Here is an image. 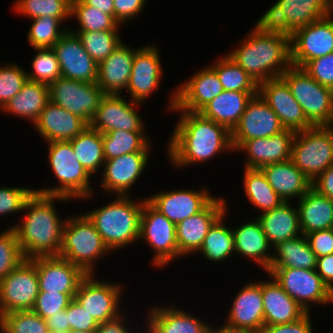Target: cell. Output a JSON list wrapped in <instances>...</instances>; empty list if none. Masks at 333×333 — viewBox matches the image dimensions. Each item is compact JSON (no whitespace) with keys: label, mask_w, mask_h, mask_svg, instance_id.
<instances>
[{"label":"cell","mask_w":333,"mask_h":333,"mask_svg":"<svg viewBox=\"0 0 333 333\" xmlns=\"http://www.w3.org/2000/svg\"><path fill=\"white\" fill-rule=\"evenodd\" d=\"M124 41L101 63L98 64V86L105 94L121 95L129 83L135 52ZM124 90V91H123Z\"/></svg>","instance_id":"29"},{"label":"cell","mask_w":333,"mask_h":333,"mask_svg":"<svg viewBox=\"0 0 333 333\" xmlns=\"http://www.w3.org/2000/svg\"><path fill=\"white\" fill-rule=\"evenodd\" d=\"M48 143L49 168H51L57 185L35 189V192L49 196H63L69 199L85 200L93 198L90 186L91 175L79 163L70 141H53Z\"/></svg>","instance_id":"5"},{"label":"cell","mask_w":333,"mask_h":333,"mask_svg":"<svg viewBox=\"0 0 333 333\" xmlns=\"http://www.w3.org/2000/svg\"><path fill=\"white\" fill-rule=\"evenodd\" d=\"M35 189L27 187H0V216L22 213L26 201Z\"/></svg>","instance_id":"52"},{"label":"cell","mask_w":333,"mask_h":333,"mask_svg":"<svg viewBox=\"0 0 333 333\" xmlns=\"http://www.w3.org/2000/svg\"><path fill=\"white\" fill-rule=\"evenodd\" d=\"M204 187V189H203ZM200 190L174 189L146 197L147 201L175 225L202 211L216 196L203 185Z\"/></svg>","instance_id":"22"},{"label":"cell","mask_w":333,"mask_h":333,"mask_svg":"<svg viewBox=\"0 0 333 333\" xmlns=\"http://www.w3.org/2000/svg\"><path fill=\"white\" fill-rule=\"evenodd\" d=\"M28 80L26 69L15 62L0 64V109H2Z\"/></svg>","instance_id":"50"},{"label":"cell","mask_w":333,"mask_h":333,"mask_svg":"<svg viewBox=\"0 0 333 333\" xmlns=\"http://www.w3.org/2000/svg\"><path fill=\"white\" fill-rule=\"evenodd\" d=\"M147 0H114V19L121 25L130 23L145 8Z\"/></svg>","instance_id":"56"},{"label":"cell","mask_w":333,"mask_h":333,"mask_svg":"<svg viewBox=\"0 0 333 333\" xmlns=\"http://www.w3.org/2000/svg\"><path fill=\"white\" fill-rule=\"evenodd\" d=\"M37 52L31 61L32 71H26L30 81L50 85L61 77L56 53L52 48H34Z\"/></svg>","instance_id":"48"},{"label":"cell","mask_w":333,"mask_h":333,"mask_svg":"<svg viewBox=\"0 0 333 333\" xmlns=\"http://www.w3.org/2000/svg\"><path fill=\"white\" fill-rule=\"evenodd\" d=\"M71 300L72 298L68 294L39 291L32 310L43 319H46L65 310Z\"/></svg>","instance_id":"53"},{"label":"cell","mask_w":333,"mask_h":333,"mask_svg":"<svg viewBox=\"0 0 333 333\" xmlns=\"http://www.w3.org/2000/svg\"><path fill=\"white\" fill-rule=\"evenodd\" d=\"M13 10L35 19L42 16L71 18V0H16Z\"/></svg>","instance_id":"47"},{"label":"cell","mask_w":333,"mask_h":333,"mask_svg":"<svg viewBox=\"0 0 333 333\" xmlns=\"http://www.w3.org/2000/svg\"><path fill=\"white\" fill-rule=\"evenodd\" d=\"M226 201L217 196L202 211L176 225L178 259L198 253L210 227L227 209Z\"/></svg>","instance_id":"25"},{"label":"cell","mask_w":333,"mask_h":333,"mask_svg":"<svg viewBox=\"0 0 333 333\" xmlns=\"http://www.w3.org/2000/svg\"><path fill=\"white\" fill-rule=\"evenodd\" d=\"M56 200L65 203L71 199L34 192L24 205L23 219L12 226L25 259L59 256L67 218L60 219Z\"/></svg>","instance_id":"3"},{"label":"cell","mask_w":333,"mask_h":333,"mask_svg":"<svg viewBox=\"0 0 333 333\" xmlns=\"http://www.w3.org/2000/svg\"><path fill=\"white\" fill-rule=\"evenodd\" d=\"M316 272L333 292V253L317 258Z\"/></svg>","instance_id":"61"},{"label":"cell","mask_w":333,"mask_h":333,"mask_svg":"<svg viewBox=\"0 0 333 333\" xmlns=\"http://www.w3.org/2000/svg\"><path fill=\"white\" fill-rule=\"evenodd\" d=\"M206 333H240V332H236V331L227 329V328L223 327L222 325H218L217 327H215L214 325H211L207 329Z\"/></svg>","instance_id":"64"},{"label":"cell","mask_w":333,"mask_h":333,"mask_svg":"<svg viewBox=\"0 0 333 333\" xmlns=\"http://www.w3.org/2000/svg\"><path fill=\"white\" fill-rule=\"evenodd\" d=\"M258 91H226L211 100L199 113L206 119L225 126L230 132L244 113L248 102Z\"/></svg>","instance_id":"35"},{"label":"cell","mask_w":333,"mask_h":333,"mask_svg":"<svg viewBox=\"0 0 333 333\" xmlns=\"http://www.w3.org/2000/svg\"><path fill=\"white\" fill-rule=\"evenodd\" d=\"M49 333H67V332H63V331H60V332H52V331H49Z\"/></svg>","instance_id":"67"},{"label":"cell","mask_w":333,"mask_h":333,"mask_svg":"<svg viewBox=\"0 0 333 333\" xmlns=\"http://www.w3.org/2000/svg\"><path fill=\"white\" fill-rule=\"evenodd\" d=\"M314 188L320 194L333 200V165L323 171L313 182Z\"/></svg>","instance_id":"60"},{"label":"cell","mask_w":333,"mask_h":333,"mask_svg":"<svg viewBox=\"0 0 333 333\" xmlns=\"http://www.w3.org/2000/svg\"><path fill=\"white\" fill-rule=\"evenodd\" d=\"M25 260L12 226L0 233V280Z\"/></svg>","instance_id":"51"},{"label":"cell","mask_w":333,"mask_h":333,"mask_svg":"<svg viewBox=\"0 0 333 333\" xmlns=\"http://www.w3.org/2000/svg\"><path fill=\"white\" fill-rule=\"evenodd\" d=\"M297 203L303 235L333 228V200L311 187Z\"/></svg>","instance_id":"36"},{"label":"cell","mask_w":333,"mask_h":333,"mask_svg":"<svg viewBox=\"0 0 333 333\" xmlns=\"http://www.w3.org/2000/svg\"><path fill=\"white\" fill-rule=\"evenodd\" d=\"M266 273L306 312H311L313 303L321 306L333 303V292L322 281L316 269L269 268Z\"/></svg>","instance_id":"11"},{"label":"cell","mask_w":333,"mask_h":333,"mask_svg":"<svg viewBox=\"0 0 333 333\" xmlns=\"http://www.w3.org/2000/svg\"><path fill=\"white\" fill-rule=\"evenodd\" d=\"M175 112H180V116L166 151L175 169L205 163L223 152H234L231 132L225 126L204 118L199 112Z\"/></svg>","instance_id":"1"},{"label":"cell","mask_w":333,"mask_h":333,"mask_svg":"<svg viewBox=\"0 0 333 333\" xmlns=\"http://www.w3.org/2000/svg\"><path fill=\"white\" fill-rule=\"evenodd\" d=\"M95 275L87 274L82 279L74 298L99 324L125 312L121 311V306H119L125 288L120 282L97 280L98 277Z\"/></svg>","instance_id":"12"},{"label":"cell","mask_w":333,"mask_h":333,"mask_svg":"<svg viewBox=\"0 0 333 333\" xmlns=\"http://www.w3.org/2000/svg\"><path fill=\"white\" fill-rule=\"evenodd\" d=\"M70 18H55L42 16L32 19V24L27 32L29 45L34 48H52L60 37L69 29L63 27V21Z\"/></svg>","instance_id":"45"},{"label":"cell","mask_w":333,"mask_h":333,"mask_svg":"<svg viewBox=\"0 0 333 333\" xmlns=\"http://www.w3.org/2000/svg\"><path fill=\"white\" fill-rule=\"evenodd\" d=\"M0 321L7 333H49L45 319L33 310H17L3 314Z\"/></svg>","instance_id":"49"},{"label":"cell","mask_w":333,"mask_h":333,"mask_svg":"<svg viewBox=\"0 0 333 333\" xmlns=\"http://www.w3.org/2000/svg\"><path fill=\"white\" fill-rule=\"evenodd\" d=\"M256 217L272 248L285 240L302 235L299 224L298 209L290 202H283L270 211L261 213Z\"/></svg>","instance_id":"33"},{"label":"cell","mask_w":333,"mask_h":333,"mask_svg":"<svg viewBox=\"0 0 333 333\" xmlns=\"http://www.w3.org/2000/svg\"><path fill=\"white\" fill-rule=\"evenodd\" d=\"M150 154L134 152L105 160L99 186L103 193L108 196H130L132 186L136 185L149 164Z\"/></svg>","instance_id":"20"},{"label":"cell","mask_w":333,"mask_h":333,"mask_svg":"<svg viewBox=\"0 0 333 333\" xmlns=\"http://www.w3.org/2000/svg\"><path fill=\"white\" fill-rule=\"evenodd\" d=\"M61 70V77L83 82L97 81V63L85 51L77 34L69 29L52 47Z\"/></svg>","instance_id":"26"},{"label":"cell","mask_w":333,"mask_h":333,"mask_svg":"<svg viewBox=\"0 0 333 333\" xmlns=\"http://www.w3.org/2000/svg\"><path fill=\"white\" fill-rule=\"evenodd\" d=\"M258 94L275 112L285 129L299 132L313 127L282 77L258 84Z\"/></svg>","instance_id":"23"},{"label":"cell","mask_w":333,"mask_h":333,"mask_svg":"<svg viewBox=\"0 0 333 333\" xmlns=\"http://www.w3.org/2000/svg\"><path fill=\"white\" fill-rule=\"evenodd\" d=\"M45 142L70 141L89 125L79 116L51 101L33 125Z\"/></svg>","instance_id":"30"},{"label":"cell","mask_w":333,"mask_h":333,"mask_svg":"<svg viewBox=\"0 0 333 333\" xmlns=\"http://www.w3.org/2000/svg\"><path fill=\"white\" fill-rule=\"evenodd\" d=\"M67 333H96V332H86V331H67Z\"/></svg>","instance_id":"66"},{"label":"cell","mask_w":333,"mask_h":333,"mask_svg":"<svg viewBox=\"0 0 333 333\" xmlns=\"http://www.w3.org/2000/svg\"><path fill=\"white\" fill-rule=\"evenodd\" d=\"M165 306L148 308L146 333H206L212 325L185 309L173 305Z\"/></svg>","instance_id":"28"},{"label":"cell","mask_w":333,"mask_h":333,"mask_svg":"<svg viewBox=\"0 0 333 333\" xmlns=\"http://www.w3.org/2000/svg\"><path fill=\"white\" fill-rule=\"evenodd\" d=\"M261 171L284 202H290L294 198L299 200L312 187L311 181L293 164L291 159L265 165Z\"/></svg>","instance_id":"34"},{"label":"cell","mask_w":333,"mask_h":333,"mask_svg":"<svg viewBox=\"0 0 333 333\" xmlns=\"http://www.w3.org/2000/svg\"><path fill=\"white\" fill-rule=\"evenodd\" d=\"M291 161L312 183L333 165V128L313 126L296 132Z\"/></svg>","instance_id":"8"},{"label":"cell","mask_w":333,"mask_h":333,"mask_svg":"<svg viewBox=\"0 0 333 333\" xmlns=\"http://www.w3.org/2000/svg\"><path fill=\"white\" fill-rule=\"evenodd\" d=\"M149 137V138H148ZM104 159L134 152H151V138L146 132L113 130L102 134Z\"/></svg>","instance_id":"42"},{"label":"cell","mask_w":333,"mask_h":333,"mask_svg":"<svg viewBox=\"0 0 333 333\" xmlns=\"http://www.w3.org/2000/svg\"><path fill=\"white\" fill-rule=\"evenodd\" d=\"M243 190L250 204L262 213L280 206L284 201L274 191L261 169L243 168Z\"/></svg>","instance_id":"40"},{"label":"cell","mask_w":333,"mask_h":333,"mask_svg":"<svg viewBox=\"0 0 333 333\" xmlns=\"http://www.w3.org/2000/svg\"><path fill=\"white\" fill-rule=\"evenodd\" d=\"M270 7L260 20L266 26L289 35L333 14V0H277Z\"/></svg>","instance_id":"9"},{"label":"cell","mask_w":333,"mask_h":333,"mask_svg":"<svg viewBox=\"0 0 333 333\" xmlns=\"http://www.w3.org/2000/svg\"><path fill=\"white\" fill-rule=\"evenodd\" d=\"M49 331L67 332L70 331V323L68 322V312L66 310L56 313L53 317L45 319Z\"/></svg>","instance_id":"62"},{"label":"cell","mask_w":333,"mask_h":333,"mask_svg":"<svg viewBox=\"0 0 333 333\" xmlns=\"http://www.w3.org/2000/svg\"><path fill=\"white\" fill-rule=\"evenodd\" d=\"M272 251L269 268L316 269L317 256L303 234L280 242Z\"/></svg>","instance_id":"38"},{"label":"cell","mask_w":333,"mask_h":333,"mask_svg":"<svg viewBox=\"0 0 333 333\" xmlns=\"http://www.w3.org/2000/svg\"><path fill=\"white\" fill-rule=\"evenodd\" d=\"M305 237L317 258L333 253V228L314 231Z\"/></svg>","instance_id":"57"},{"label":"cell","mask_w":333,"mask_h":333,"mask_svg":"<svg viewBox=\"0 0 333 333\" xmlns=\"http://www.w3.org/2000/svg\"><path fill=\"white\" fill-rule=\"evenodd\" d=\"M223 91L217 73L207 65L174 89L166 109L199 112Z\"/></svg>","instance_id":"15"},{"label":"cell","mask_w":333,"mask_h":333,"mask_svg":"<svg viewBox=\"0 0 333 333\" xmlns=\"http://www.w3.org/2000/svg\"><path fill=\"white\" fill-rule=\"evenodd\" d=\"M0 333H7L6 327L1 321H0Z\"/></svg>","instance_id":"65"},{"label":"cell","mask_w":333,"mask_h":333,"mask_svg":"<svg viewBox=\"0 0 333 333\" xmlns=\"http://www.w3.org/2000/svg\"><path fill=\"white\" fill-rule=\"evenodd\" d=\"M140 47L135 52L126 91L132 101L144 104L159 89L164 73L158 47L155 44Z\"/></svg>","instance_id":"21"},{"label":"cell","mask_w":333,"mask_h":333,"mask_svg":"<svg viewBox=\"0 0 333 333\" xmlns=\"http://www.w3.org/2000/svg\"><path fill=\"white\" fill-rule=\"evenodd\" d=\"M124 98L122 94H106L100 101L89 126L101 134L113 130L147 132L144 121L137 110V106L143 104Z\"/></svg>","instance_id":"17"},{"label":"cell","mask_w":333,"mask_h":333,"mask_svg":"<svg viewBox=\"0 0 333 333\" xmlns=\"http://www.w3.org/2000/svg\"><path fill=\"white\" fill-rule=\"evenodd\" d=\"M76 18L79 27L70 31H120V24L109 14L96 7L87 5L81 0H71V18Z\"/></svg>","instance_id":"43"},{"label":"cell","mask_w":333,"mask_h":333,"mask_svg":"<svg viewBox=\"0 0 333 333\" xmlns=\"http://www.w3.org/2000/svg\"><path fill=\"white\" fill-rule=\"evenodd\" d=\"M114 200L84 214L94 224L103 242L113 253L139 242L140 216L146 197L114 196Z\"/></svg>","instance_id":"4"},{"label":"cell","mask_w":333,"mask_h":333,"mask_svg":"<svg viewBox=\"0 0 333 333\" xmlns=\"http://www.w3.org/2000/svg\"><path fill=\"white\" fill-rule=\"evenodd\" d=\"M70 142L76 159L86 171L92 177L99 173L105 162L102 134L88 126Z\"/></svg>","instance_id":"41"},{"label":"cell","mask_w":333,"mask_h":333,"mask_svg":"<svg viewBox=\"0 0 333 333\" xmlns=\"http://www.w3.org/2000/svg\"><path fill=\"white\" fill-rule=\"evenodd\" d=\"M302 69L319 84L333 90V53L308 61Z\"/></svg>","instance_id":"54"},{"label":"cell","mask_w":333,"mask_h":333,"mask_svg":"<svg viewBox=\"0 0 333 333\" xmlns=\"http://www.w3.org/2000/svg\"><path fill=\"white\" fill-rule=\"evenodd\" d=\"M285 130L280 119L259 94L252 97L231 131V140L268 138Z\"/></svg>","instance_id":"27"},{"label":"cell","mask_w":333,"mask_h":333,"mask_svg":"<svg viewBox=\"0 0 333 333\" xmlns=\"http://www.w3.org/2000/svg\"><path fill=\"white\" fill-rule=\"evenodd\" d=\"M126 312L119 314L117 317L99 323L96 333H134L133 327H129L126 321Z\"/></svg>","instance_id":"59"},{"label":"cell","mask_w":333,"mask_h":333,"mask_svg":"<svg viewBox=\"0 0 333 333\" xmlns=\"http://www.w3.org/2000/svg\"><path fill=\"white\" fill-rule=\"evenodd\" d=\"M209 66L217 73L226 91H258V84L227 54Z\"/></svg>","instance_id":"44"},{"label":"cell","mask_w":333,"mask_h":333,"mask_svg":"<svg viewBox=\"0 0 333 333\" xmlns=\"http://www.w3.org/2000/svg\"><path fill=\"white\" fill-rule=\"evenodd\" d=\"M80 38L85 51L97 63L104 61L121 43L120 31H71Z\"/></svg>","instance_id":"46"},{"label":"cell","mask_w":333,"mask_h":333,"mask_svg":"<svg viewBox=\"0 0 333 333\" xmlns=\"http://www.w3.org/2000/svg\"><path fill=\"white\" fill-rule=\"evenodd\" d=\"M139 241H145L153 250L152 267L165 268L178 259L176 225L157 211L147 200L143 204L140 216Z\"/></svg>","instance_id":"10"},{"label":"cell","mask_w":333,"mask_h":333,"mask_svg":"<svg viewBox=\"0 0 333 333\" xmlns=\"http://www.w3.org/2000/svg\"><path fill=\"white\" fill-rule=\"evenodd\" d=\"M231 230L234 236L235 255L253 261L267 272L273 257L271 253L273 251L270 250L273 248L257 218L244 222L241 226L231 227Z\"/></svg>","instance_id":"31"},{"label":"cell","mask_w":333,"mask_h":333,"mask_svg":"<svg viewBox=\"0 0 333 333\" xmlns=\"http://www.w3.org/2000/svg\"><path fill=\"white\" fill-rule=\"evenodd\" d=\"M50 101L82 118L88 125L106 95L96 82L59 77L49 85Z\"/></svg>","instance_id":"13"},{"label":"cell","mask_w":333,"mask_h":333,"mask_svg":"<svg viewBox=\"0 0 333 333\" xmlns=\"http://www.w3.org/2000/svg\"><path fill=\"white\" fill-rule=\"evenodd\" d=\"M68 312L70 331L96 332L98 323L92 316L73 298L65 309Z\"/></svg>","instance_id":"55"},{"label":"cell","mask_w":333,"mask_h":333,"mask_svg":"<svg viewBox=\"0 0 333 333\" xmlns=\"http://www.w3.org/2000/svg\"><path fill=\"white\" fill-rule=\"evenodd\" d=\"M39 293L33 258L25 259L0 280V317L17 310H32Z\"/></svg>","instance_id":"14"},{"label":"cell","mask_w":333,"mask_h":333,"mask_svg":"<svg viewBox=\"0 0 333 333\" xmlns=\"http://www.w3.org/2000/svg\"><path fill=\"white\" fill-rule=\"evenodd\" d=\"M108 253L112 252L84 213L67 216L59 257L77 265L86 274H95L97 262Z\"/></svg>","instance_id":"6"},{"label":"cell","mask_w":333,"mask_h":333,"mask_svg":"<svg viewBox=\"0 0 333 333\" xmlns=\"http://www.w3.org/2000/svg\"><path fill=\"white\" fill-rule=\"evenodd\" d=\"M261 280L264 326L292 323L307 312L270 276Z\"/></svg>","instance_id":"32"},{"label":"cell","mask_w":333,"mask_h":333,"mask_svg":"<svg viewBox=\"0 0 333 333\" xmlns=\"http://www.w3.org/2000/svg\"><path fill=\"white\" fill-rule=\"evenodd\" d=\"M296 132L285 129L268 138L231 140L234 152L245 153L244 168L261 169L265 165L291 159Z\"/></svg>","instance_id":"19"},{"label":"cell","mask_w":333,"mask_h":333,"mask_svg":"<svg viewBox=\"0 0 333 333\" xmlns=\"http://www.w3.org/2000/svg\"><path fill=\"white\" fill-rule=\"evenodd\" d=\"M38 274L39 291L68 294L72 299L87 275L80 267L59 256L33 258Z\"/></svg>","instance_id":"24"},{"label":"cell","mask_w":333,"mask_h":333,"mask_svg":"<svg viewBox=\"0 0 333 333\" xmlns=\"http://www.w3.org/2000/svg\"><path fill=\"white\" fill-rule=\"evenodd\" d=\"M83 3L96 7L97 10H102L104 13L111 15L114 18V0H81Z\"/></svg>","instance_id":"63"},{"label":"cell","mask_w":333,"mask_h":333,"mask_svg":"<svg viewBox=\"0 0 333 333\" xmlns=\"http://www.w3.org/2000/svg\"><path fill=\"white\" fill-rule=\"evenodd\" d=\"M236 294L222 326L240 333H261L264 327L261 280L243 284Z\"/></svg>","instance_id":"18"},{"label":"cell","mask_w":333,"mask_h":333,"mask_svg":"<svg viewBox=\"0 0 333 333\" xmlns=\"http://www.w3.org/2000/svg\"><path fill=\"white\" fill-rule=\"evenodd\" d=\"M289 85L292 96L302 107L313 126L333 123V90L319 84L301 67L291 65L281 76Z\"/></svg>","instance_id":"7"},{"label":"cell","mask_w":333,"mask_h":333,"mask_svg":"<svg viewBox=\"0 0 333 333\" xmlns=\"http://www.w3.org/2000/svg\"><path fill=\"white\" fill-rule=\"evenodd\" d=\"M227 55L257 84L281 77L291 64L290 35L266 26L258 19Z\"/></svg>","instance_id":"2"},{"label":"cell","mask_w":333,"mask_h":333,"mask_svg":"<svg viewBox=\"0 0 333 333\" xmlns=\"http://www.w3.org/2000/svg\"><path fill=\"white\" fill-rule=\"evenodd\" d=\"M49 102V85L27 80L21 91L1 109V112L24 118L34 125Z\"/></svg>","instance_id":"37"},{"label":"cell","mask_w":333,"mask_h":333,"mask_svg":"<svg viewBox=\"0 0 333 333\" xmlns=\"http://www.w3.org/2000/svg\"><path fill=\"white\" fill-rule=\"evenodd\" d=\"M332 15L298 28L290 35L293 66L302 68L308 61L333 53Z\"/></svg>","instance_id":"16"},{"label":"cell","mask_w":333,"mask_h":333,"mask_svg":"<svg viewBox=\"0 0 333 333\" xmlns=\"http://www.w3.org/2000/svg\"><path fill=\"white\" fill-rule=\"evenodd\" d=\"M311 313L307 312L302 318L292 323L264 326L261 333H313Z\"/></svg>","instance_id":"58"},{"label":"cell","mask_w":333,"mask_h":333,"mask_svg":"<svg viewBox=\"0 0 333 333\" xmlns=\"http://www.w3.org/2000/svg\"><path fill=\"white\" fill-rule=\"evenodd\" d=\"M228 209L210 227L198 251L202 253L203 258L215 264L223 263L226 260L229 261L235 255L234 236L231 226L229 227L224 222Z\"/></svg>","instance_id":"39"}]
</instances>
